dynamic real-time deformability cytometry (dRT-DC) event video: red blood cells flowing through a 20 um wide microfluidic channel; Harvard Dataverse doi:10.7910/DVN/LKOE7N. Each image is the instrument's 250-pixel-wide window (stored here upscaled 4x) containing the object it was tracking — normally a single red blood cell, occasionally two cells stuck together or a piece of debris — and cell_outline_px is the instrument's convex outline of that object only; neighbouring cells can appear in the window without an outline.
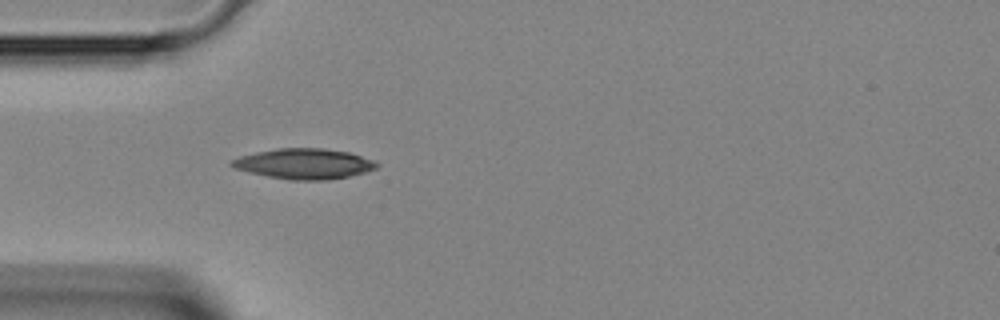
{"species": "Egyptian fruit bat (a non-hibernating species)", "species_latin": "Rousettus aegyptiacus", "temperature_condition": "room temperature", "stored_images_in_passage": 20, "camera_frame_rate_fps": 3000, "um_per_image_px": 0.085, "animal": {"sex": "female"}, "frame": {"image": 1, "passage_image": 1, "time_ms": 0.0, "image_size_px": [1000, 320], "cell_outline_px": [[380, 164], [376, 168], [364, 172], [348, 176], [324, 180], [292, 180], [268, 176], [248, 172], [232, 168], [228, 164], [228, 160], [240, 156], [256, 152], [276, 148], [324, 148], [348, 152], [376, 160]], "centroid_in_image_um": [25.81, 13.91], "position_along_channel_um": 59.2, "area_um2": 25.84}}
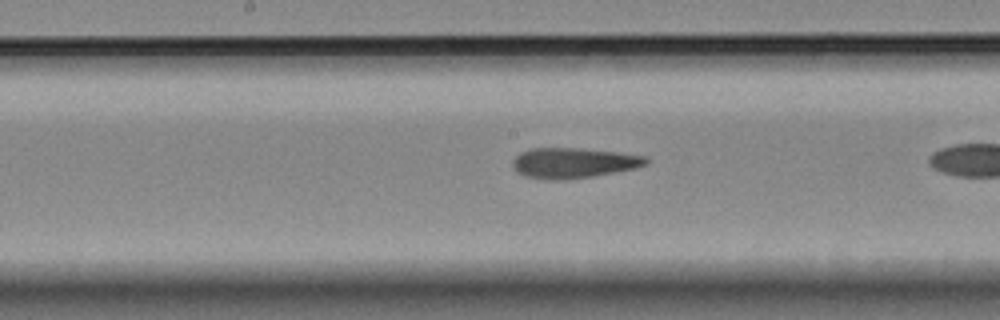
{"frame": {"image": 2, "passage_image": 8, "time_ms": 2.333, "image_size_px": [1000, 320], "cell_outline_px": [[648, 164], [636, 168], [592, 176], [556, 180], [544, 180], [524, 176], [516, 172], [512, 168], [512, 160], [520, 152], [528, 148], [580, 148], [616, 152], [648, 156]], "centroid_in_image_um": [48.7, 13.84], "position_along_channel_um": 199.5, "area_um2": 23.76}}
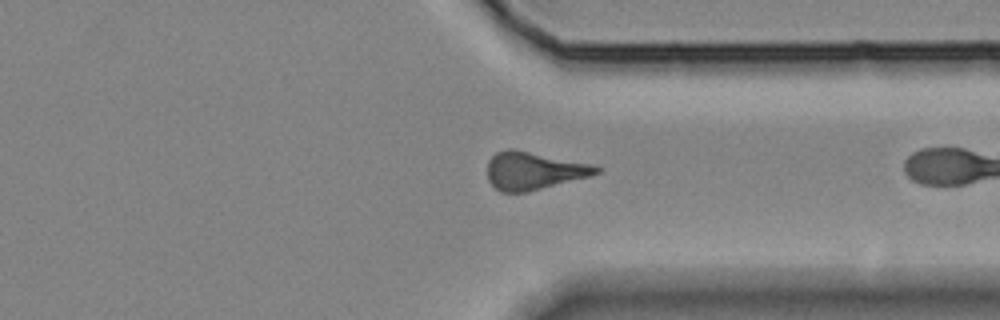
{"frame": {"image": 3, "passage_image": 19, "time_ms": 6.0, "image_size_px": [1000, 320], "cell_outline_px": [[604, 168], [600, 172], [588, 176], [528, 192], [500, 192], [488, 180], [488, 160], [496, 152], [508, 148], [512, 148], [600, 164]], "centroid_in_image_um": [45.43, 14.48], "position_along_channel_um": 366.0, "area_um2": 24.45}}